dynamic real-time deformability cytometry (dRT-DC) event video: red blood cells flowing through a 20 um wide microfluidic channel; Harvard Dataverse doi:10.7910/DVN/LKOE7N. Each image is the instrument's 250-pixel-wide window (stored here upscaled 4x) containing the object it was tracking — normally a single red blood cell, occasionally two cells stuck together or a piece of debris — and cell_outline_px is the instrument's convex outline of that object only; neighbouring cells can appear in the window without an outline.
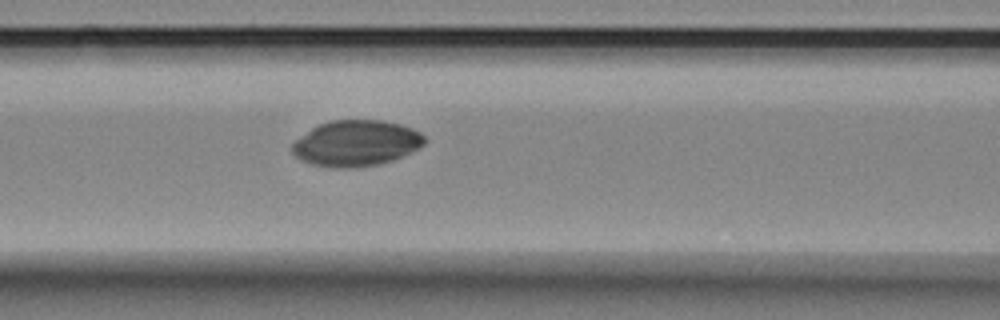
{"species": "Egyptian fruit bat (a non-hibernating species)", "species_latin": "Rousettus aegyptiacus", "temperature_condition": "room temperature", "stored_images_in_passage": 41, "camera_frame_rate_fps": 3000, "um_per_image_px": 0.085, "animal": {"sex": "female"}, "frame": {"image": 1, "passage_image": 10, "time_ms": 3.0, "image_size_px": [1000, 320], "cell_outline_px": [[424, 144], [420, 148], [412, 152], [392, 160], [380, 164], [356, 168], [332, 168], [312, 164], [300, 160], [292, 152], [292, 144], [296, 140], [312, 128], [320, 124], [332, 120], [380, 120], [400, 124], [412, 128], [420, 132], [424, 136]], "centroid_in_image_um": [30.28, 12.19], "position_along_channel_um": 136.3, "area_um2": 35.43}}
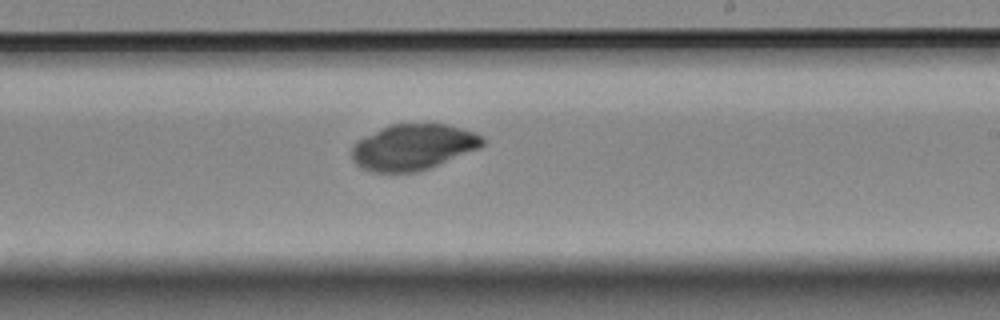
{"frame": {"image": 2, "passage_image": 20, "time_ms": 6.333, "image_size_px": [1000, 320], "cell_outline_px": [[484, 144], [480, 148], [428, 168], [416, 172], [372, 172], [360, 168], [352, 160], [352, 148], [364, 136], [392, 124], [444, 124], [460, 128], [472, 132], [480, 136], [484, 140]], "centroid_in_image_um": [35.09, 12.51], "position_along_channel_um": 253.9, "area_um2": 34.45}}
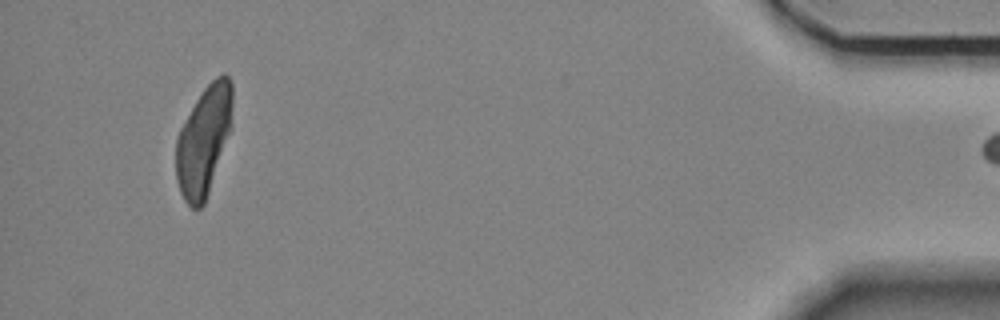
{"frame": {"image": 3, "passage_image": 40, "time_ms": 13.0, "image_size_px": [1000, 320], "cell_outline_px": [[232, 128], [204, 204], [200, 208], [192, 208], [184, 200], [180, 192], [176, 180], [176, 140], [180, 128], [196, 100], [204, 88], [216, 76], [224, 72], [232, 80]], "centroid_in_image_um": [17.33, 11.93], "position_along_channel_um": 417.9, "area_um2": 36.13}}